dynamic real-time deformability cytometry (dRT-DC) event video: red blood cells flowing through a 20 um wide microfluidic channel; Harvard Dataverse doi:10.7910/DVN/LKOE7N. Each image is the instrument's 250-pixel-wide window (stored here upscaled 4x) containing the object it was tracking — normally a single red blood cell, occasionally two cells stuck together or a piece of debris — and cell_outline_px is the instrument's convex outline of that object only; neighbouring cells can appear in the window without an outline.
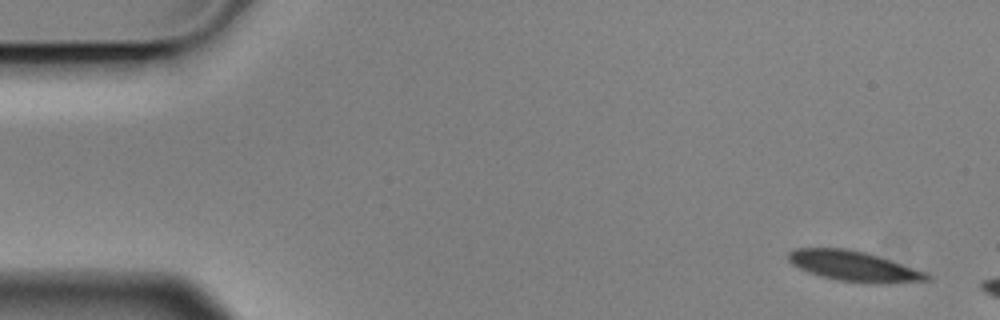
{"species": "Egyptian fruit bat (a non-hibernating species)", "species_latin": "Rousettus aegyptiacus", "temperature_condition": "cold", "stored_images_in_passage": 3, "camera_frame_rate_fps": 3000, "um_per_image_px": 0.085, "animal": {"sex": "male"}, "frame": {"image": 1, "passage_image": 1, "time_ms": 0.0, "image_size_px": [1000, 320], "cell_outline_px": [[932, 276], [928, 280], [840, 280], [820, 276], [808, 272], [792, 264], [788, 260], [788, 252], [796, 248], [848, 248], [864, 252], [924, 272]], "centroid_in_image_um": [72.37, 22.55], "position_along_channel_um": 12.6, "area_um2": 22.6}}